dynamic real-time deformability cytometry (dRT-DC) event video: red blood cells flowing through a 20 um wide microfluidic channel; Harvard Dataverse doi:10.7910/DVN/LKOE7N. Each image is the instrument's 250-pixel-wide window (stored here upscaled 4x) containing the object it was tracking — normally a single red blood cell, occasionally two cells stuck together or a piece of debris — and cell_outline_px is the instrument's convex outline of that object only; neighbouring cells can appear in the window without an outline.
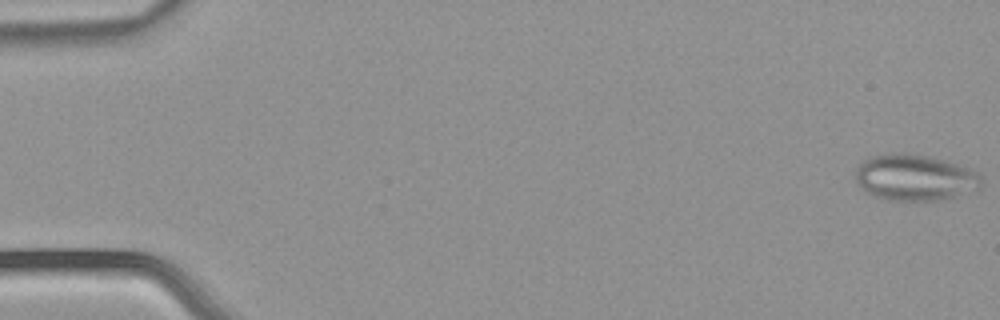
{"species": "common noctule bat (a hibernating species)", "species_latin": "Nyctalus noctula", "temperature_condition": "warm", "stored_images_in_passage": 5, "camera_frame_rate_fps": 3000, "um_per_image_px": 0.085, "animal": {"sex": "male", "body_mass_g": 21.5, "forearm_length_mm": 52.0}, "frame": {"image": 1, "passage_image": 1, "time_ms": 0.0, "image_size_px": [1000, 320], "cell_outline_px": [[980, 188], [944, 200], [916, 204], [888, 200], [876, 196], [868, 192], [856, 180], [856, 168], [868, 156], [892, 152], [904, 152], [928, 156], [972, 168], [980, 172]], "centroid_in_image_um": [77.78, 15.12], "position_along_channel_um": 7.2, "area_um2": 34.74}}